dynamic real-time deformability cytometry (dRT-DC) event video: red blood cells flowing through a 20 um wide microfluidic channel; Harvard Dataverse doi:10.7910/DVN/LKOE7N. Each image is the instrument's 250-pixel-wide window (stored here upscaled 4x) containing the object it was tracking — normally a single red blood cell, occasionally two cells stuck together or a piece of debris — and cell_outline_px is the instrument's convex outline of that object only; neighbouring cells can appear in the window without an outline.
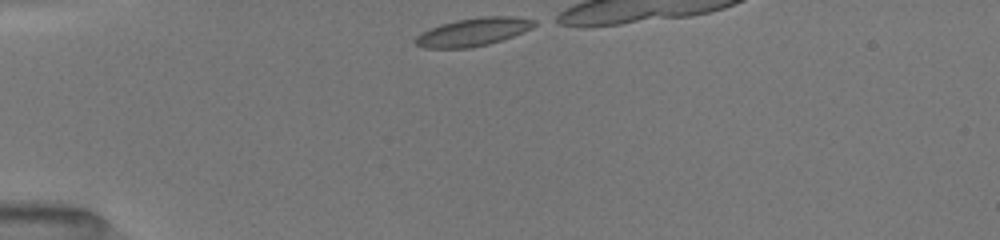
{"species": "common noctule bat (a hibernating species)", "species_latin": "Nyctalus noctula", "temperature_condition": "room temperature", "stored_images_in_passage": 11, "camera_frame_rate_fps": 3000, "um_per_image_px": 0.085, "animal": {"sex": "female", "body_mass_g": 19.5, "forearm_length_mm": 54.1}, "frame": {"image": 1, "passage_image": 1, "time_ms": 0.0, "image_size_px": [1000, 240], "cell_outline_px": [[540, 24], [524, 32], [488, 44], [472, 48], [424, 48], [416, 44], [416, 36], [440, 24], [456, 20], [480, 16], [516, 16], [536, 20]], "centroid_in_image_um": [40.3, 2.7], "position_along_channel_um": 44.7, "area_um2": 19.48}}
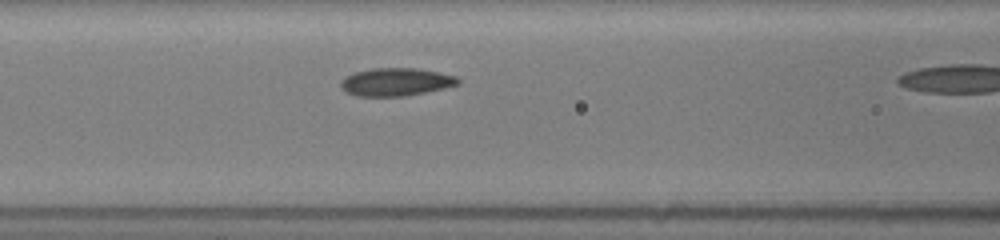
{"frame": {"image": 2, "passage_image": 10, "time_ms": 3.0, "image_size_px": [1000, 240], "cell_outline_px": [[460, 84], [444, 88], [404, 96], [356, 96], [344, 92], [340, 84], [344, 76], [356, 72], [372, 68], [416, 68], [440, 72], [456, 76], [460, 80]], "centroid_in_image_um": [33.64, 6.96], "position_along_channel_um": 133.0, "area_um2": 19.13}}